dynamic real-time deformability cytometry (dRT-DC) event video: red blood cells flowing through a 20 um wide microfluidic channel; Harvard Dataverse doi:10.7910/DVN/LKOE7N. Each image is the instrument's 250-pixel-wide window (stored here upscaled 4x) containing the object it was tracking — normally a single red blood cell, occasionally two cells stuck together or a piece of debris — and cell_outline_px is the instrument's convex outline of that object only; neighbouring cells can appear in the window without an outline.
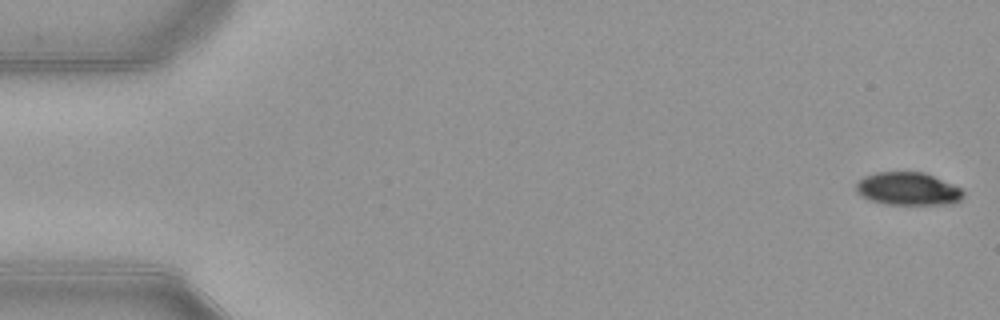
{"species": "common noctule bat (a hibernating species)", "species_latin": "Nyctalus noctula", "temperature_condition": "warm", "stored_images_in_passage": 53, "camera_frame_rate_fps": 3000, "um_per_image_px": 0.085, "animal": {"sex": "female", "body_mass_g": 21.9}, "frame": {"image": 1, "passage_image": 1, "time_ms": 0.0, "image_size_px": [1000, 320], "cell_outline_px": [[964, 196], [960, 200], [952, 204], [888, 204], [868, 200], [860, 196], [856, 192], [856, 184], [864, 176], [876, 172], [924, 172], [952, 184], [960, 188], [964, 192]], "centroid_in_image_um": [77.16, 16.05], "position_along_channel_um": 7.8, "area_um2": 20.58}}
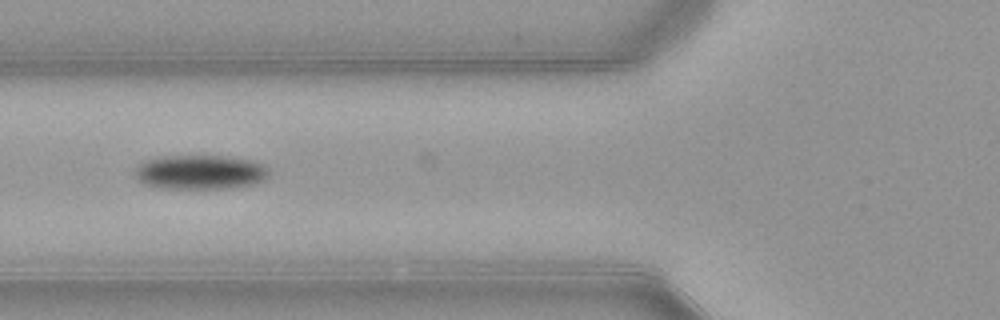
{"frame": {"image": 2, "passage_image": 20, "time_ms": 6.333, "image_size_px": [1000, 320], "cell_outline_px": [[268, 176], [264, 180], [256, 184], [232, 188], [156, 188], [144, 184], [132, 172], [140, 164], [148, 160], [164, 156], [220, 156], [252, 160], [268, 168]], "centroid_in_image_um": [17.02, 14.65], "position_along_channel_um": 108.8, "area_um2": 26.76}}
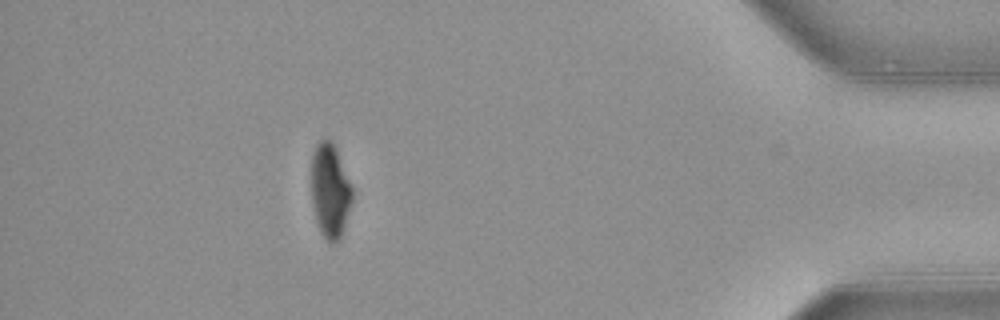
{"frame": {"image": 3, "passage_image": 47, "time_ms": 15.333, "image_size_px": [1000, 320], "cell_outline_px": [[352, 200], [344, 228], [340, 236], [332, 244], [328, 244], [316, 220], [312, 204], [312, 152], [316, 144], [320, 140], [332, 140], [336, 148], [352, 184]], "centroid_in_image_um": [28.06, 16.18], "position_along_channel_um": 407.1, "area_um2": 22.37}, "authors_computed_cell_mechanics": {"area_um2": 24.4494, "velocity_mm_per_s": 3.9194, "shape_relaxation_time_tau1_ms": 2.3712, "shape_relaxation_time_tau2_ms": 9.1311, "deformation_change_tau1": 0.1189, "deformation_change_tau2": 0.1074}}